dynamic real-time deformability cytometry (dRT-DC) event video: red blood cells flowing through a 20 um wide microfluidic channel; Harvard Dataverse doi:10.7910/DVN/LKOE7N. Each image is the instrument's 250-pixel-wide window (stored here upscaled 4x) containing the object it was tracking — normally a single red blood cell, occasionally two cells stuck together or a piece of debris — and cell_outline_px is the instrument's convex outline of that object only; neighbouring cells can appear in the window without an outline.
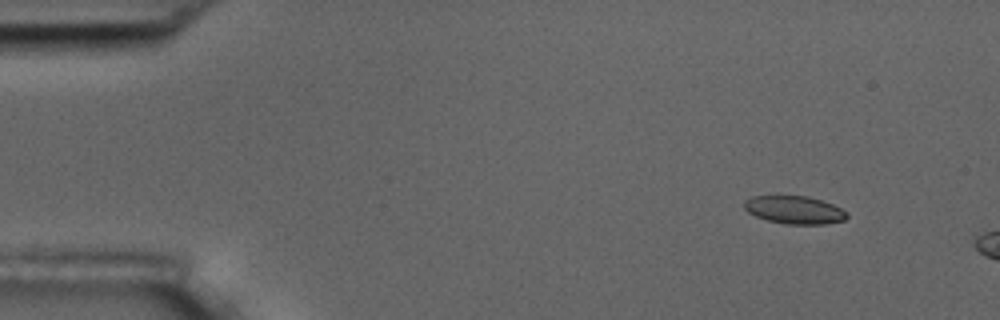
{"species": "common noctule bat (a hibernating species)", "species_latin": "Nyctalus noctula", "temperature_condition": "room temperature", "stored_images_in_passage": 4, "camera_frame_rate_fps": 3000, "um_per_image_px": 0.085, "animal": {"sex": "male", "body_mass_g": 17.5, "forearm_length_mm": 52.3}, "frame": {"image": 1, "passage_image": 2, "time_ms": 1.0, "image_size_px": [1000, 320], "cell_outline_px": [[848, 216], [844, 220], [824, 224], [784, 224], [768, 220], [756, 216], [748, 212], [744, 208], [744, 200], [752, 196], [776, 192], [808, 196], [832, 204], [848, 212]], "centroid_in_image_um": [67.46, 17.78], "position_along_channel_um": 17.5, "area_um2": 17.46}}